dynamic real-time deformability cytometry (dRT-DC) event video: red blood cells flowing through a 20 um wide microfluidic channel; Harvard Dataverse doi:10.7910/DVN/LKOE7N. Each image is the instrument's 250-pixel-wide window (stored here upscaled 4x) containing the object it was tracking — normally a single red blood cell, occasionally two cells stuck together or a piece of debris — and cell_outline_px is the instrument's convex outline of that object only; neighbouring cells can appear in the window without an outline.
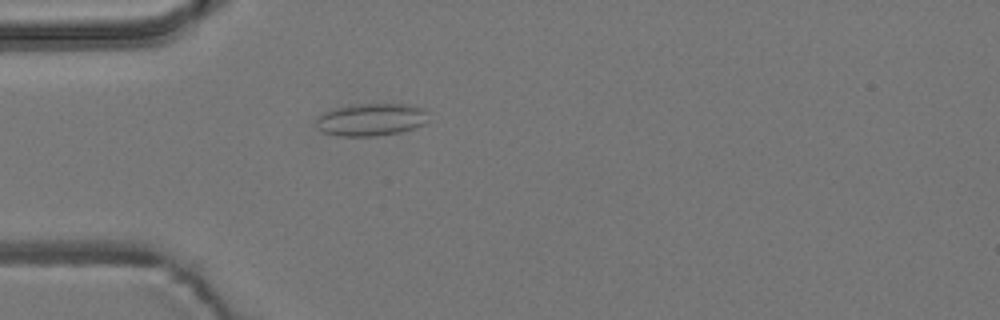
{"species": "common noctule bat (a hibernating species)", "species_latin": "Nyctalus noctula", "temperature_condition": "room temperature", "stored_images_in_passage": 56, "camera_frame_rate_fps": 3000, "um_per_image_px": 0.085, "animal": {"sex": "male", "body_mass_g": 19.2, "forearm_length_mm": 51.8}, "frame": {"image": 1, "passage_image": 16, "time_ms": 5.0, "image_size_px": [1000, 320], "cell_outline_px": [[428, 120], [424, 124], [416, 128], [400, 132], [376, 136], [340, 136], [324, 132], [316, 128], [316, 120], [324, 112], [336, 108], [352, 104], [412, 104], [424, 108], [428, 112]], "centroid_in_image_um": [31.6, 10.16], "position_along_channel_um": 53.4, "area_um2": 21.5}}
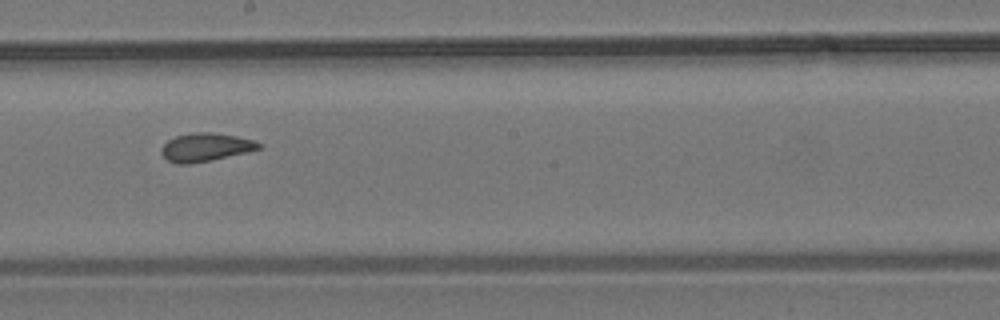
{"frame": {"image": 2, "passage_image": 31, "time_ms": 10.0, "image_size_px": [1000, 320], "cell_outline_px": [[264, 148], [248, 152], [192, 164], [176, 164], [168, 160], [160, 152], [160, 148], [168, 140], [176, 136], [192, 132], [212, 132], [236, 136], [256, 140]], "centroid_in_image_um": [17.49, 12.51], "position_along_channel_um": 230.7, "area_um2": 16.24}}
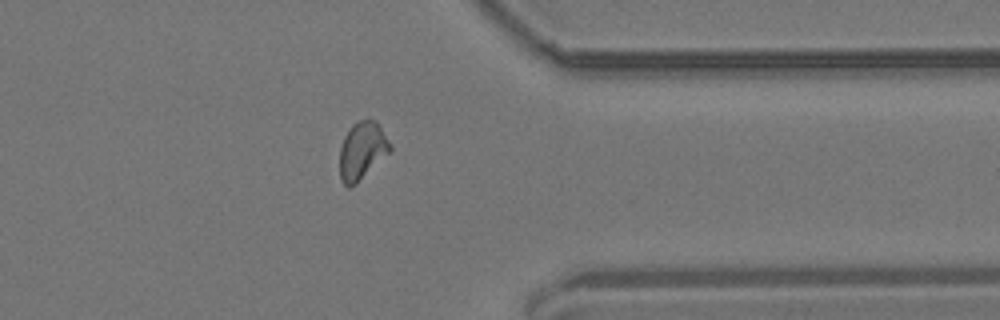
{"frame": {"image": 3, "passage_image": 44, "time_ms": 14.333, "image_size_px": [1000, 320], "cell_outline_px": [[392, 152], [356, 184], [348, 188], [340, 180], [340, 148], [344, 136], [352, 124], [368, 116], [376, 120], [388, 140], [392, 148]], "centroid_in_image_um": [30.8, 12.8], "position_along_channel_um": 380.6, "area_um2": 17.34}, "authors_computed_cell_mechanics": {"area_um2": 16.4441, "velocity_mm_per_s": 3.6908, "shape_relaxation_time_tau1_ms": null, "shape_relaxation_time_tau2_ms": 1.7791, "deformation_change_tau1": null, "deformation_change_tau2": 0.0815}}